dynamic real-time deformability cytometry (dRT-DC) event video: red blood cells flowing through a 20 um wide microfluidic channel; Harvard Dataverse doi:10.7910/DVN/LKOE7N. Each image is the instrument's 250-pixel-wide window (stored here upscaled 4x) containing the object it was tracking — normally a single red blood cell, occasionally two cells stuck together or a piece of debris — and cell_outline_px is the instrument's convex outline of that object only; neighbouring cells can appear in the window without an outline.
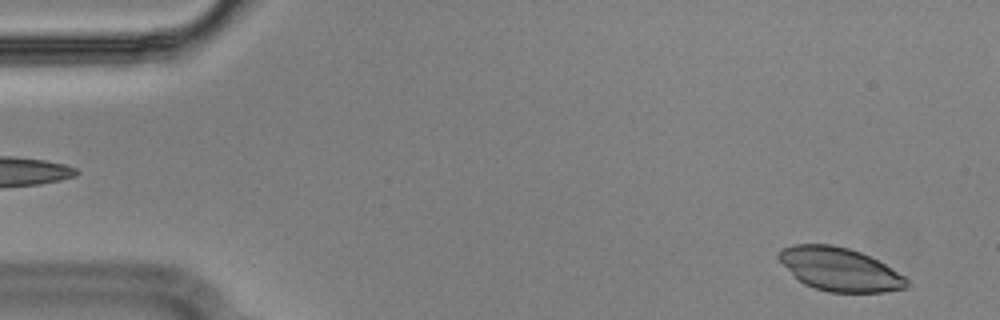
{"species": "Egyptian fruit bat (a non-hibernating species)", "species_latin": "Rousettus aegyptiacus", "temperature_condition": "cold", "stored_images_in_passage": 50, "camera_frame_rate_fps": 3000, "um_per_image_px": 0.085, "animal": {"sex": "male"}, "frame": {"image": 1, "passage_image": 3, "time_ms": 0.667, "image_size_px": [1000, 320], "cell_outline_px": [[908, 288], [884, 292], [828, 292], [812, 288], [804, 284], [776, 256], [776, 252], [784, 248], [796, 244], [832, 244], [848, 248], [860, 252], [884, 264], [904, 276], [908, 280]], "centroid_in_image_um": [71.38, 22.89], "position_along_channel_um": 13.6, "area_um2": 31.96}}
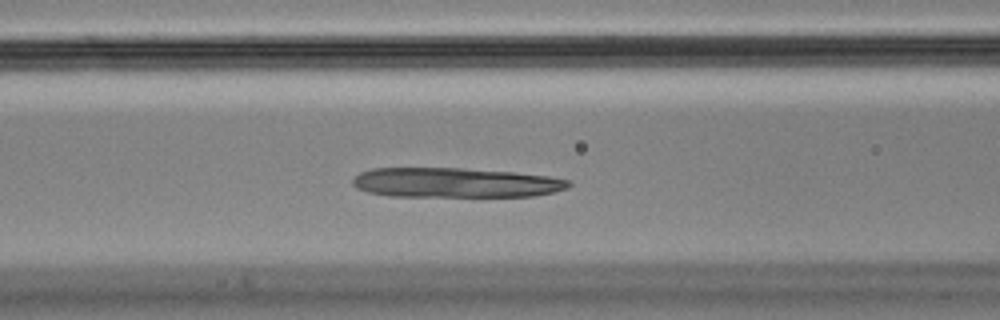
{"frame": {"image": 2, "passage_image": 22, "time_ms": 7.0, "image_size_px": [1000, 320], "cell_outline_px": [[572, 184], [568, 188], [552, 192], [532, 196], [388, 196], [368, 192], [356, 188], [352, 184], [352, 180], [360, 172], [372, 168], [464, 168], [512, 172], [548, 176], [568, 180]], "centroid_in_image_um": [38.67, 15.52], "position_along_channel_um": 127.9, "area_um2": 37.4}}